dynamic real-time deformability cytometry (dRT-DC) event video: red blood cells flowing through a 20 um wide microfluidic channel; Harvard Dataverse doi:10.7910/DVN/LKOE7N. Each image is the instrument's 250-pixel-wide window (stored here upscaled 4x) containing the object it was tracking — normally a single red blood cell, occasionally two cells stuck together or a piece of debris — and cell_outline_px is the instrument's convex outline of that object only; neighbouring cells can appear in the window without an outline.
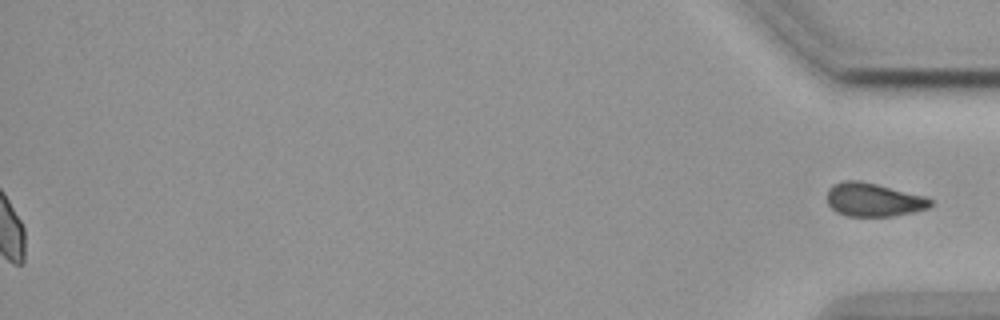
{"species": "common noctule bat (a hibernating species)", "species_latin": "Nyctalus noctula", "temperature_condition": "cold", "stored_images_in_passage": 50, "segment_of_instrument_passage": [2, 2], "camera_frame_rate_fps": 3000, "um_per_image_px": 0.085, "animal": {"sex": "female", "body_mass_g": 19.9}, "frame": {"image": 1, "passage_image": 50, "time_ms": 16.333, "image_size_px": [1000, 320], "cell_outline_px": [[932, 204], [928, 208], [912, 212], [892, 216], [848, 216], [836, 212], [828, 204], [828, 188], [832, 184], [844, 180], [860, 180], [924, 196], [932, 200]], "centroid_in_image_um": [74.21, 16.97], "position_along_channel_um": 361.0, "area_um2": 20.06}}